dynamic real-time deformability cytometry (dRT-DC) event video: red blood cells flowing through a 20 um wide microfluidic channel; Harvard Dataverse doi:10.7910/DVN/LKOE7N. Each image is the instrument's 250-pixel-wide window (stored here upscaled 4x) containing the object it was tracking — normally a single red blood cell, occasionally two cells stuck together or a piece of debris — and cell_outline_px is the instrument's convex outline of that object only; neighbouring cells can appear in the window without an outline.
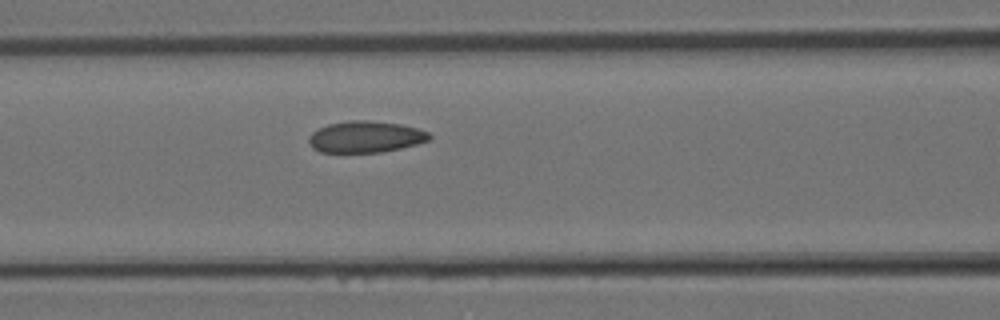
{"species": "Egyptian fruit bat (a non-hibernating species)", "species_latin": "Rousettus aegyptiacus", "temperature_condition": "room temperature", "stored_images_in_passage": 27, "camera_frame_rate_fps": 3000, "um_per_image_px": 0.085, "animal": {"sex": "female"}, "frame": {"image": 1, "passage_image": 13, "time_ms": 4.0, "image_size_px": [1000, 320], "cell_outline_px": [[432, 136], [428, 140], [416, 144], [400, 148], [380, 152], [320, 152], [312, 148], [308, 144], [308, 136], [312, 132], [328, 124], [348, 120], [368, 120], [400, 124], [416, 128], [428, 132]], "centroid_in_image_um": [31.03, 11.63], "position_along_channel_um": 135.6, "area_um2": 22.08}}
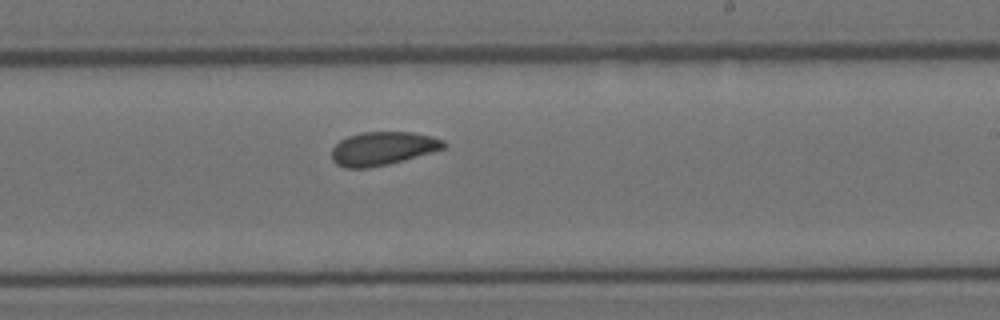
{"frame": {"image": 2, "passage_image": 19, "time_ms": 6.0, "image_size_px": [1000, 320], "cell_outline_px": [[448, 144], [444, 148], [432, 152], [388, 164], [368, 168], [344, 168], [336, 164], [332, 160], [332, 148], [340, 140], [348, 136], [360, 132], [412, 132], [432, 136], [444, 140]], "centroid_in_image_um": [32.52, 12.62], "position_along_channel_um": 256.5, "area_um2": 21.91}}
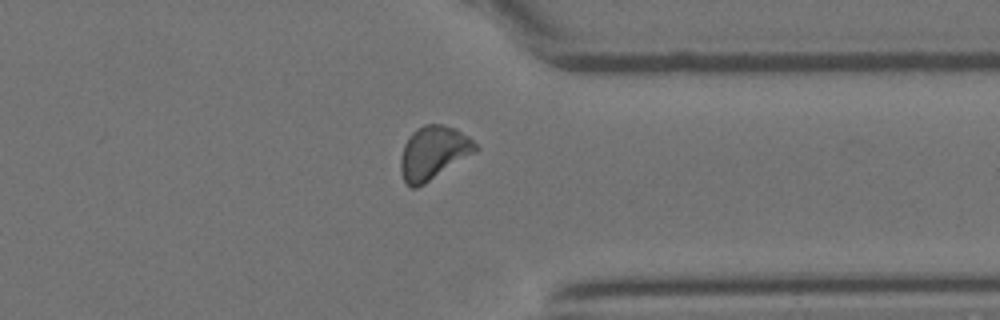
{"frame": {"image": 3, "passage_image": 25, "time_ms": 8.0, "image_size_px": [1000, 320], "cell_outline_px": [[480, 148], [476, 152], [424, 184], [416, 188], [412, 188], [404, 180], [400, 172], [400, 156], [404, 144], [408, 136], [416, 128], [424, 124], [440, 124], [456, 128], [468, 136]], "centroid_in_image_um": [36.83, 12.97], "position_along_channel_um": 374.6, "area_um2": 23.41}}